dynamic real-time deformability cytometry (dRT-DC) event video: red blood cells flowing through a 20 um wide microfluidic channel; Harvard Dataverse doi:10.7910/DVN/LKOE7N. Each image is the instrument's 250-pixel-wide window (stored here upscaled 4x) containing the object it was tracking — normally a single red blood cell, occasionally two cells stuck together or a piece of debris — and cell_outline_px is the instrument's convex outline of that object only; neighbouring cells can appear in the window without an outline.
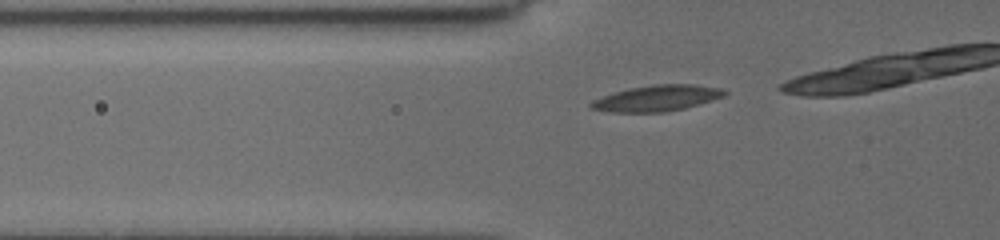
{"species": "common noctule bat (a hibernating species)", "species_latin": "Nyctalus noctula", "temperature_condition": "cold", "stored_images_in_passage": 12, "camera_frame_rate_fps": 3000, "um_per_image_px": 0.085, "animal": {"sex": "female", "body_mass_g": 19.5, "forearm_length_mm": 54.1}, "frame": {"image": 1, "passage_image": 7, "time_ms": 2.0, "image_size_px": [1000, 240], "cell_outline_px": [[728, 92], [724, 96], [712, 100], [684, 108], [664, 112], [608, 112], [592, 108], [588, 104], [592, 100], [628, 88], [652, 84], [692, 84], [720, 88]], "centroid_in_image_um": [55.83, 8.34], "position_along_channel_um": 70.0, "area_um2": 20.06}}